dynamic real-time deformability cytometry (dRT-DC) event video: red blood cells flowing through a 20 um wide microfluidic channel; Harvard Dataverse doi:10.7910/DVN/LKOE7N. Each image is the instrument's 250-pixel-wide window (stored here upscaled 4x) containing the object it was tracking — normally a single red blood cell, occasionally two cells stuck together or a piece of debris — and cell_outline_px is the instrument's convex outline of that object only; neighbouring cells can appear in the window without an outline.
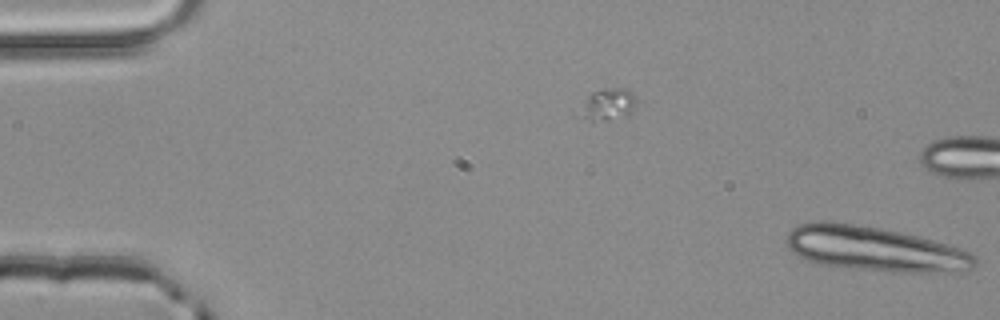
{"species": "common noctule bat (a hibernating species)", "species_latin": "Nyctalus noctula", "temperature_condition": "room temperature", "stored_images_in_passage": 3, "segment_of_instrument_passage": [2, 2], "camera_frame_rate_fps": 3000, "um_per_image_px": 0.085, "animal": {"sex": "male", "body_mass_g": 20.4}, "frame": {"image": 1, "passage_image": 3, "time_ms": 0.667, "image_size_px": [1000, 320], "cell_outline_px": [[976, 264], [968, 272], [892, 272], [820, 264], [804, 260], [796, 256], [788, 248], [784, 240], [788, 232], [792, 228], [800, 224], [812, 220], [832, 220], [880, 228], [920, 236], [948, 244], [960, 248], [976, 256]], "centroid_in_image_um": [74.32, 21.14], "position_along_channel_um": 10.7, "area_um2": 49.77}}